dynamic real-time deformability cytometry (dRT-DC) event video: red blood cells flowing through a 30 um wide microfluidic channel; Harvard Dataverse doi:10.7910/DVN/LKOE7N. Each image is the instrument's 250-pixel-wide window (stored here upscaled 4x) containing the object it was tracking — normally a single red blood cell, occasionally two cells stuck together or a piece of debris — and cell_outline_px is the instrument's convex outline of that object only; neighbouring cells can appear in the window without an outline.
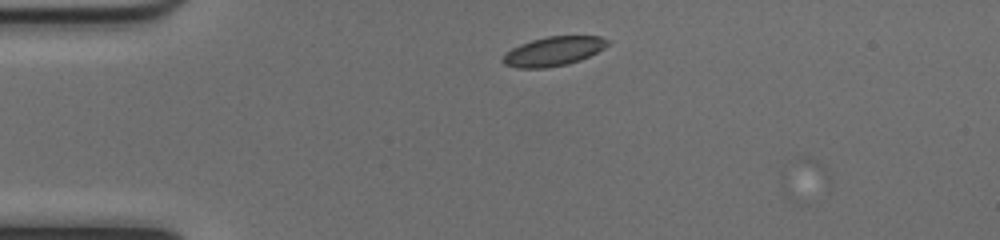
{"species": "common noctule bat (a hibernating species)", "species_latin": "Nyctalus noctula", "temperature_condition": "cold", "stored_images_in_passage": 3, "camera_frame_rate_fps": 3000, "um_per_image_px": 0.085, "animal": {"sex": "female", "body_mass_g": 17.0, "forearm_length_mm": 48.0}, "frame": {"image": 1, "passage_image": 1, "time_ms": 0.0, "image_size_px": [1000, 240], "cell_outline_px": [[612, 40], [604, 48], [580, 60], [568, 64], [544, 68], [516, 68], [504, 64], [500, 60], [512, 48], [520, 44], [532, 40], [548, 36], [600, 36]], "centroid_in_image_um": [47.05, 4.36], "position_along_channel_um": 37.9, "area_um2": 17.8}}